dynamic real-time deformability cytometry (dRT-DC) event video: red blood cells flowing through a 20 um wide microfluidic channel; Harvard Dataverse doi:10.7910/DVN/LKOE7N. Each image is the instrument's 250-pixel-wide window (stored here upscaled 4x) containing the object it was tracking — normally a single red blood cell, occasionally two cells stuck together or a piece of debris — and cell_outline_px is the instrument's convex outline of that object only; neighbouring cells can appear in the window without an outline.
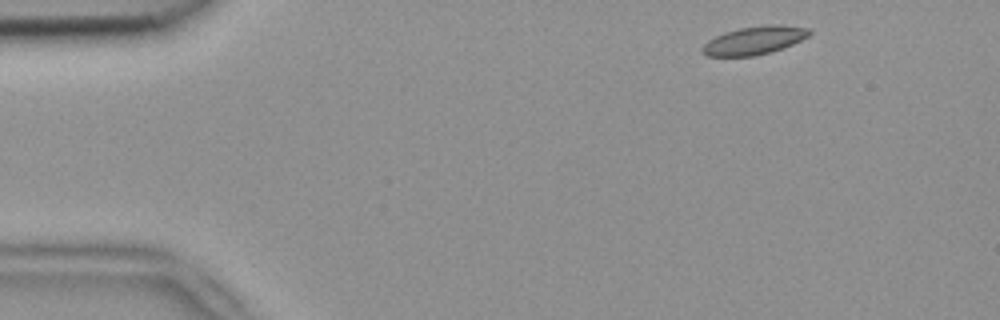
{"species": "common noctule bat (a hibernating species)", "species_latin": "Nyctalus noctula", "temperature_condition": "room temperature", "stored_images_in_passage": 6, "segment_of_instrument_passage": [2, 2], "camera_frame_rate_fps": 3000, "um_per_image_px": 0.085, "animal": {"sex": "female", "body_mass_g": 18.4}, "frame": {"image": 1, "passage_image": 6, "time_ms": 1.667, "image_size_px": [1000, 320], "cell_outline_px": [[812, 32], [808, 36], [784, 48], [772, 52], [756, 56], [708, 56], [700, 52], [700, 48], [708, 40], [724, 32], [740, 28], [764, 24], [780, 24], [808, 28]], "centroid_in_image_um": [64.1, 3.43], "position_along_channel_um": 20.9, "area_um2": 17.8}}